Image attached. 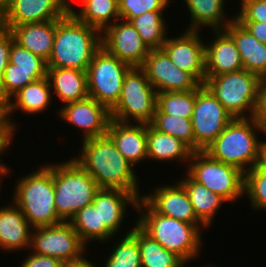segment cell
Instances as JSON below:
<instances>
[{
    "label": "cell",
    "mask_w": 266,
    "mask_h": 267,
    "mask_svg": "<svg viewBox=\"0 0 266 267\" xmlns=\"http://www.w3.org/2000/svg\"><path fill=\"white\" fill-rule=\"evenodd\" d=\"M78 150L79 154L73 159L100 188L120 189L142 198L135 167L122 156L107 134L82 141Z\"/></svg>",
    "instance_id": "1"
},
{
    "label": "cell",
    "mask_w": 266,
    "mask_h": 267,
    "mask_svg": "<svg viewBox=\"0 0 266 267\" xmlns=\"http://www.w3.org/2000/svg\"><path fill=\"white\" fill-rule=\"evenodd\" d=\"M101 47V31L78 20L72 13H67L56 20L53 50L47 68L87 71Z\"/></svg>",
    "instance_id": "2"
},
{
    "label": "cell",
    "mask_w": 266,
    "mask_h": 267,
    "mask_svg": "<svg viewBox=\"0 0 266 267\" xmlns=\"http://www.w3.org/2000/svg\"><path fill=\"white\" fill-rule=\"evenodd\" d=\"M135 211V223L166 250L175 253L186 264L201 256L203 237L201 230L191 223L156 213L142 198ZM203 240V241H202Z\"/></svg>",
    "instance_id": "3"
},
{
    "label": "cell",
    "mask_w": 266,
    "mask_h": 267,
    "mask_svg": "<svg viewBox=\"0 0 266 267\" xmlns=\"http://www.w3.org/2000/svg\"><path fill=\"white\" fill-rule=\"evenodd\" d=\"M43 164L39 169L15 179L11 199L33 228L62 222L55 207L53 164Z\"/></svg>",
    "instance_id": "4"
},
{
    "label": "cell",
    "mask_w": 266,
    "mask_h": 267,
    "mask_svg": "<svg viewBox=\"0 0 266 267\" xmlns=\"http://www.w3.org/2000/svg\"><path fill=\"white\" fill-rule=\"evenodd\" d=\"M258 133L264 135L265 131L255 117L234 118L204 151L246 173L259 160L262 139Z\"/></svg>",
    "instance_id": "5"
},
{
    "label": "cell",
    "mask_w": 266,
    "mask_h": 267,
    "mask_svg": "<svg viewBox=\"0 0 266 267\" xmlns=\"http://www.w3.org/2000/svg\"><path fill=\"white\" fill-rule=\"evenodd\" d=\"M262 81L259 75L242 69L205 76L204 85L233 118H250L256 116Z\"/></svg>",
    "instance_id": "6"
},
{
    "label": "cell",
    "mask_w": 266,
    "mask_h": 267,
    "mask_svg": "<svg viewBox=\"0 0 266 267\" xmlns=\"http://www.w3.org/2000/svg\"><path fill=\"white\" fill-rule=\"evenodd\" d=\"M55 207L62 221L70 219L91 204L100 189L96 181L74 160L53 163Z\"/></svg>",
    "instance_id": "7"
},
{
    "label": "cell",
    "mask_w": 266,
    "mask_h": 267,
    "mask_svg": "<svg viewBox=\"0 0 266 267\" xmlns=\"http://www.w3.org/2000/svg\"><path fill=\"white\" fill-rule=\"evenodd\" d=\"M156 108L157 91L140 67H132L125 75L118 102L110 109L111 119L149 124Z\"/></svg>",
    "instance_id": "8"
},
{
    "label": "cell",
    "mask_w": 266,
    "mask_h": 267,
    "mask_svg": "<svg viewBox=\"0 0 266 267\" xmlns=\"http://www.w3.org/2000/svg\"><path fill=\"white\" fill-rule=\"evenodd\" d=\"M187 168L185 172L194 181L204 185L227 203H236L244 195V172L213 159L205 151L193 152Z\"/></svg>",
    "instance_id": "9"
},
{
    "label": "cell",
    "mask_w": 266,
    "mask_h": 267,
    "mask_svg": "<svg viewBox=\"0 0 266 267\" xmlns=\"http://www.w3.org/2000/svg\"><path fill=\"white\" fill-rule=\"evenodd\" d=\"M131 68L101 47L86 71L89 97L110 110L118 102L125 75Z\"/></svg>",
    "instance_id": "10"
},
{
    "label": "cell",
    "mask_w": 266,
    "mask_h": 267,
    "mask_svg": "<svg viewBox=\"0 0 266 267\" xmlns=\"http://www.w3.org/2000/svg\"><path fill=\"white\" fill-rule=\"evenodd\" d=\"M88 248L71 223L62 221L55 225L33 228L29 250L38 255L67 261L87 254Z\"/></svg>",
    "instance_id": "11"
},
{
    "label": "cell",
    "mask_w": 266,
    "mask_h": 267,
    "mask_svg": "<svg viewBox=\"0 0 266 267\" xmlns=\"http://www.w3.org/2000/svg\"><path fill=\"white\" fill-rule=\"evenodd\" d=\"M233 119L205 85L196 89V101L191 118L195 152L204 151Z\"/></svg>",
    "instance_id": "12"
},
{
    "label": "cell",
    "mask_w": 266,
    "mask_h": 267,
    "mask_svg": "<svg viewBox=\"0 0 266 267\" xmlns=\"http://www.w3.org/2000/svg\"><path fill=\"white\" fill-rule=\"evenodd\" d=\"M140 68L157 93L192 91L202 85L191 73L175 66L162 49H150Z\"/></svg>",
    "instance_id": "13"
},
{
    "label": "cell",
    "mask_w": 266,
    "mask_h": 267,
    "mask_svg": "<svg viewBox=\"0 0 266 267\" xmlns=\"http://www.w3.org/2000/svg\"><path fill=\"white\" fill-rule=\"evenodd\" d=\"M60 108V109H59ZM56 111L59 119L82 131V140L107 134L111 120L110 110L94 98L71 102Z\"/></svg>",
    "instance_id": "14"
},
{
    "label": "cell",
    "mask_w": 266,
    "mask_h": 267,
    "mask_svg": "<svg viewBox=\"0 0 266 267\" xmlns=\"http://www.w3.org/2000/svg\"><path fill=\"white\" fill-rule=\"evenodd\" d=\"M102 47L132 67H140L150 51L133 25L118 19L101 32Z\"/></svg>",
    "instance_id": "15"
},
{
    "label": "cell",
    "mask_w": 266,
    "mask_h": 267,
    "mask_svg": "<svg viewBox=\"0 0 266 267\" xmlns=\"http://www.w3.org/2000/svg\"><path fill=\"white\" fill-rule=\"evenodd\" d=\"M183 32L176 37L168 36L161 49L175 66L191 73L204 85L205 42L202 40L201 31L184 30Z\"/></svg>",
    "instance_id": "16"
},
{
    "label": "cell",
    "mask_w": 266,
    "mask_h": 267,
    "mask_svg": "<svg viewBox=\"0 0 266 267\" xmlns=\"http://www.w3.org/2000/svg\"><path fill=\"white\" fill-rule=\"evenodd\" d=\"M159 186V187H158ZM142 199L158 214L196 225L201 231L208 228L197 218L184 186L174 184L158 185Z\"/></svg>",
    "instance_id": "17"
},
{
    "label": "cell",
    "mask_w": 266,
    "mask_h": 267,
    "mask_svg": "<svg viewBox=\"0 0 266 267\" xmlns=\"http://www.w3.org/2000/svg\"><path fill=\"white\" fill-rule=\"evenodd\" d=\"M2 11V28L59 20L67 14L61 0H9Z\"/></svg>",
    "instance_id": "18"
},
{
    "label": "cell",
    "mask_w": 266,
    "mask_h": 267,
    "mask_svg": "<svg viewBox=\"0 0 266 267\" xmlns=\"http://www.w3.org/2000/svg\"><path fill=\"white\" fill-rule=\"evenodd\" d=\"M107 135L122 156L134 167L142 161L148 162L147 123L119 122L111 119Z\"/></svg>",
    "instance_id": "19"
},
{
    "label": "cell",
    "mask_w": 266,
    "mask_h": 267,
    "mask_svg": "<svg viewBox=\"0 0 266 267\" xmlns=\"http://www.w3.org/2000/svg\"><path fill=\"white\" fill-rule=\"evenodd\" d=\"M138 198L130 192L120 189L100 188L93 199V205L98 208L100 225H104L114 236L122 231L129 206L137 207Z\"/></svg>",
    "instance_id": "20"
},
{
    "label": "cell",
    "mask_w": 266,
    "mask_h": 267,
    "mask_svg": "<svg viewBox=\"0 0 266 267\" xmlns=\"http://www.w3.org/2000/svg\"><path fill=\"white\" fill-rule=\"evenodd\" d=\"M205 43V76L240 71L243 63L233 39L224 30H213Z\"/></svg>",
    "instance_id": "21"
},
{
    "label": "cell",
    "mask_w": 266,
    "mask_h": 267,
    "mask_svg": "<svg viewBox=\"0 0 266 267\" xmlns=\"http://www.w3.org/2000/svg\"><path fill=\"white\" fill-rule=\"evenodd\" d=\"M0 205V250L8 252L30 249L33 227L13 202Z\"/></svg>",
    "instance_id": "22"
},
{
    "label": "cell",
    "mask_w": 266,
    "mask_h": 267,
    "mask_svg": "<svg viewBox=\"0 0 266 267\" xmlns=\"http://www.w3.org/2000/svg\"><path fill=\"white\" fill-rule=\"evenodd\" d=\"M53 96L49 80L44 77L22 88L3 106V110L12 126L16 129L18 124L14 123L16 121H14L15 117L12 119L11 116H14L12 113L14 114L20 110L25 115H40L41 112H45L51 106Z\"/></svg>",
    "instance_id": "23"
},
{
    "label": "cell",
    "mask_w": 266,
    "mask_h": 267,
    "mask_svg": "<svg viewBox=\"0 0 266 267\" xmlns=\"http://www.w3.org/2000/svg\"><path fill=\"white\" fill-rule=\"evenodd\" d=\"M223 30L233 39L240 53L243 68L266 79V45L236 19Z\"/></svg>",
    "instance_id": "24"
},
{
    "label": "cell",
    "mask_w": 266,
    "mask_h": 267,
    "mask_svg": "<svg viewBox=\"0 0 266 267\" xmlns=\"http://www.w3.org/2000/svg\"><path fill=\"white\" fill-rule=\"evenodd\" d=\"M9 31L17 44L44 60H49L53 50L56 20L20 24L12 27Z\"/></svg>",
    "instance_id": "25"
},
{
    "label": "cell",
    "mask_w": 266,
    "mask_h": 267,
    "mask_svg": "<svg viewBox=\"0 0 266 267\" xmlns=\"http://www.w3.org/2000/svg\"><path fill=\"white\" fill-rule=\"evenodd\" d=\"M187 6L190 24L183 30L202 31L201 27H209L213 30H223L235 19V15L230 18L226 15L225 8L227 0H183ZM232 17V18H231Z\"/></svg>",
    "instance_id": "26"
},
{
    "label": "cell",
    "mask_w": 266,
    "mask_h": 267,
    "mask_svg": "<svg viewBox=\"0 0 266 267\" xmlns=\"http://www.w3.org/2000/svg\"><path fill=\"white\" fill-rule=\"evenodd\" d=\"M47 78L55 99L62 103L86 99L88 94L87 72L70 68H48Z\"/></svg>",
    "instance_id": "27"
},
{
    "label": "cell",
    "mask_w": 266,
    "mask_h": 267,
    "mask_svg": "<svg viewBox=\"0 0 266 267\" xmlns=\"http://www.w3.org/2000/svg\"><path fill=\"white\" fill-rule=\"evenodd\" d=\"M147 153L148 160L156 163H166L181 161L188 166L193 151L178 138L155 130L150 124H147ZM159 161V162H158ZM161 161V162H160ZM173 161V162H172Z\"/></svg>",
    "instance_id": "28"
},
{
    "label": "cell",
    "mask_w": 266,
    "mask_h": 267,
    "mask_svg": "<svg viewBox=\"0 0 266 267\" xmlns=\"http://www.w3.org/2000/svg\"><path fill=\"white\" fill-rule=\"evenodd\" d=\"M183 175L185 177L178 178V181L184 186L197 218L207 228L212 227L217 212L227 202L204 185L194 181L186 172Z\"/></svg>",
    "instance_id": "29"
},
{
    "label": "cell",
    "mask_w": 266,
    "mask_h": 267,
    "mask_svg": "<svg viewBox=\"0 0 266 267\" xmlns=\"http://www.w3.org/2000/svg\"><path fill=\"white\" fill-rule=\"evenodd\" d=\"M130 233L140 248L141 267H186L187 264L179 256L162 247L136 223L131 226Z\"/></svg>",
    "instance_id": "30"
},
{
    "label": "cell",
    "mask_w": 266,
    "mask_h": 267,
    "mask_svg": "<svg viewBox=\"0 0 266 267\" xmlns=\"http://www.w3.org/2000/svg\"><path fill=\"white\" fill-rule=\"evenodd\" d=\"M71 13L101 32L120 19L118 0H83Z\"/></svg>",
    "instance_id": "31"
},
{
    "label": "cell",
    "mask_w": 266,
    "mask_h": 267,
    "mask_svg": "<svg viewBox=\"0 0 266 267\" xmlns=\"http://www.w3.org/2000/svg\"><path fill=\"white\" fill-rule=\"evenodd\" d=\"M69 222L86 245L96 241L106 244L112 237L117 238L104 225H100L99 211L93 203L81 208Z\"/></svg>",
    "instance_id": "32"
},
{
    "label": "cell",
    "mask_w": 266,
    "mask_h": 267,
    "mask_svg": "<svg viewBox=\"0 0 266 267\" xmlns=\"http://www.w3.org/2000/svg\"><path fill=\"white\" fill-rule=\"evenodd\" d=\"M164 13V11H148L130 21L149 49H161L169 35L168 21Z\"/></svg>",
    "instance_id": "33"
},
{
    "label": "cell",
    "mask_w": 266,
    "mask_h": 267,
    "mask_svg": "<svg viewBox=\"0 0 266 267\" xmlns=\"http://www.w3.org/2000/svg\"><path fill=\"white\" fill-rule=\"evenodd\" d=\"M130 231V228L123 230V234L117 238L119 241H115L114 237L110 239L115 244L110 243L114 247L110 248L109 255L106 254L103 267H141L140 248ZM111 249L113 250L111 251Z\"/></svg>",
    "instance_id": "34"
},
{
    "label": "cell",
    "mask_w": 266,
    "mask_h": 267,
    "mask_svg": "<svg viewBox=\"0 0 266 267\" xmlns=\"http://www.w3.org/2000/svg\"><path fill=\"white\" fill-rule=\"evenodd\" d=\"M195 101L196 89L192 91L157 93L155 114H170L191 119Z\"/></svg>",
    "instance_id": "35"
},
{
    "label": "cell",
    "mask_w": 266,
    "mask_h": 267,
    "mask_svg": "<svg viewBox=\"0 0 266 267\" xmlns=\"http://www.w3.org/2000/svg\"><path fill=\"white\" fill-rule=\"evenodd\" d=\"M149 124L157 131L178 138L195 152V139L191 119L170 114H155Z\"/></svg>",
    "instance_id": "36"
},
{
    "label": "cell",
    "mask_w": 266,
    "mask_h": 267,
    "mask_svg": "<svg viewBox=\"0 0 266 267\" xmlns=\"http://www.w3.org/2000/svg\"><path fill=\"white\" fill-rule=\"evenodd\" d=\"M44 77H47V73L12 69V64L8 63L0 81V103L4 106L22 88Z\"/></svg>",
    "instance_id": "37"
},
{
    "label": "cell",
    "mask_w": 266,
    "mask_h": 267,
    "mask_svg": "<svg viewBox=\"0 0 266 267\" xmlns=\"http://www.w3.org/2000/svg\"><path fill=\"white\" fill-rule=\"evenodd\" d=\"M244 194L253 211L266 210V172L257 165L244 173Z\"/></svg>",
    "instance_id": "38"
},
{
    "label": "cell",
    "mask_w": 266,
    "mask_h": 267,
    "mask_svg": "<svg viewBox=\"0 0 266 267\" xmlns=\"http://www.w3.org/2000/svg\"><path fill=\"white\" fill-rule=\"evenodd\" d=\"M9 63L12 64V69L31 71V73H47L48 69L46 60L31 53L15 41L10 50Z\"/></svg>",
    "instance_id": "39"
},
{
    "label": "cell",
    "mask_w": 266,
    "mask_h": 267,
    "mask_svg": "<svg viewBox=\"0 0 266 267\" xmlns=\"http://www.w3.org/2000/svg\"><path fill=\"white\" fill-rule=\"evenodd\" d=\"M172 0H118L120 19L131 21L148 11H166Z\"/></svg>",
    "instance_id": "40"
},
{
    "label": "cell",
    "mask_w": 266,
    "mask_h": 267,
    "mask_svg": "<svg viewBox=\"0 0 266 267\" xmlns=\"http://www.w3.org/2000/svg\"><path fill=\"white\" fill-rule=\"evenodd\" d=\"M238 13L235 10L237 21H257L266 23V0H239Z\"/></svg>",
    "instance_id": "41"
},
{
    "label": "cell",
    "mask_w": 266,
    "mask_h": 267,
    "mask_svg": "<svg viewBox=\"0 0 266 267\" xmlns=\"http://www.w3.org/2000/svg\"><path fill=\"white\" fill-rule=\"evenodd\" d=\"M18 129H15L11 122L9 121L4 110L0 112V158L4 155L6 150L10 148L9 146L13 144L15 139L16 132ZM15 134V135H14ZM0 159V164L1 163Z\"/></svg>",
    "instance_id": "42"
},
{
    "label": "cell",
    "mask_w": 266,
    "mask_h": 267,
    "mask_svg": "<svg viewBox=\"0 0 266 267\" xmlns=\"http://www.w3.org/2000/svg\"><path fill=\"white\" fill-rule=\"evenodd\" d=\"M14 41L12 33L2 28L0 30V81L2 79L5 68L8 66L10 50Z\"/></svg>",
    "instance_id": "43"
},
{
    "label": "cell",
    "mask_w": 266,
    "mask_h": 267,
    "mask_svg": "<svg viewBox=\"0 0 266 267\" xmlns=\"http://www.w3.org/2000/svg\"><path fill=\"white\" fill-rule=\"evenodd\" d=\"M23 259L19 267H61L63 261L50 256L38 255L33 252Z\"/></svg>",
    "instance_id": "44"
},
{
    "label": "cell",
    "mask_w": 266,
    "mask_h": 267,
    "mask_svg": "<svg viewBox=\"0 0 266 267\" xmlns=\"http://www.w3.org/2000/svg\"><path fill=\"white\" fill-rule=\"evenodd\" d=\"M255 118L262 126L266 134V79H263L261 83L259 104Z\"/></svg>",
    "instance_id": "45"
},
{
    "label": "cell",
    "mask_w": 266,
    "mask_h": 267,
    "mask_svg": "<svg viewBox=\"0 0 266 267\" xmlns=\"http://www.w3.org/2000/svg\"><path fill=\"white\" fill-rule=\"evenodd\" d=\"M254 37L266 45V23L257 21H239Z\"/></svg>",
    "instance_id": "46"
},
{
    "label": "cell",
    "mask_w": 266,
    "mask_h": 267,
    "mask_svg": "<svg viewBox=\"0 0 266 267\" xmlns=\"http://www.w3.org/2000/svg\"><path fill=\"white\" fill-rule=\"evenodd\" d=\"M88 255H82L80 258H77L75 260H67L63 261L61 267H99L96 266V263H93L92 260L90 261Z\"/></svg>",
    "instance_id": "47"
},
{
    "label": "cell",
    "mask_w": 266,
    "mask_h": 267,
    "mask_svg": "<svg viewBox=\"0 0 266 267\" xmlns=\"http://www.w3.org/2000/svg\"><path fill=\"white\" fill-rule=\"evenodd\" d=\"M266 135V134H265ZM257 166L266 172V141L262 140L259 147V160Z\"/></svg>",
    "instance_id": "48"
},
{
    "label": "cell",
    "mask_w": 266,
    "mask_h": 267,
    "mask_svg": "<svg viewBox=\"0 0 266 267\" xmlns=\"http://www.w3.org/2000/svg\"><path fill=\"white\" fill-rule=\"evenodd\" d=\"M10 169L11 168H9L6 164H4V162H3V164H0V186L2 185V183H1L3 181L2 178H6L10 174V172H11ZM4 176H6V177H4ZM0 193H1V190H0Z\"/></svg>",
    "instance_id": "49"
},
{
    "label": "cell",
    "mask_w": 266,
    "mask_h": 267,
    "mask_svg": "<svg viewBox=\"0 0 266 267\" xmlns=\"http://www.w3.org/2000/svg\"><path fill=\"white\" fill-rule=\"evenodd\" d=\"M82 1L83 0H78L77 3L80 4ZM61 3L67 13H71L72 11H74L75 7H73V4H71L72 2H70V0H61Z\"/></svg>",
    "instance_id": "50"
},
{
    "label": "cell",
    "mask_w": 266,
    "mask_h": 267,
    "mask_svg": "<svg viewBox=\"0 0 266 267\" xmlns=\"http://www.w3.org/2000/svg\"><path fill=\"white\" fill-rule=\"evenodd\" d=\"M9 0H0V10H2L7 4Z\"/></svg>",
    "instance_id": "51"
},
{
    "label": "cell",
    "mask_w": 266,
    "mask_h": 267,
    "mask_svg": "<svg viewBox=\"0 0 266 267\" xmlns=\"http://www.w3.org/2000/svg\"><path fill=\"white\" fill-rule=\"evenodd\" d=\"M2 29V11L0 10V30Z\"/></svg>",
    "instance_id": "52"
},
{
    "label": "cell",
    "mask_w": 266,
    "mask_h": 267,
    "mask_svg": "<svg viewBox=\"0 0 266 267\" xmlns=\"http://www.w3.org/2000/svg\"><path fill=\"white\" fill-rule=\"evenodd\" d=\"M202 267H217V266L210 264V265H205V266L203 265Z\"/></svg>",
    "instance_id": "53"
}]
</instances>
